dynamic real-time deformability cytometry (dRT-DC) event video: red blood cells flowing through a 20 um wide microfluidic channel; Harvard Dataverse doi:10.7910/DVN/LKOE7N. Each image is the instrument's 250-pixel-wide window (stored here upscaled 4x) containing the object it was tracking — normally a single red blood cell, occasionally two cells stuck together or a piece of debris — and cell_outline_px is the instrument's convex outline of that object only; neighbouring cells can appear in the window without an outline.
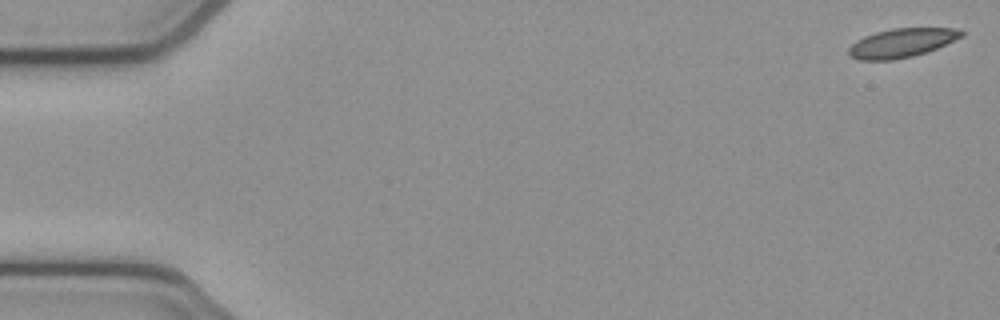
{"species": "common noctule bat (a hibernating species)", "species_latin": "Nyctalus noctula", "temperature_condition": "cold", "stored_images_in_passage": 53, "camera_frame_rate_fps": 3000, "um_per_image_px": 0.085, "animal": {"sex": "female", "body_mass_g": 21.9}, "frame": {"image": 1, "passage_image": 1, "time_ms": 0.0, "image_size_px": [1000, 320], "cell_outline_px": [[964, 36], [936, 48], [912, 56], [892, 60], [860, 60], [848, 56], [848, 48], [856, 40], [864, 36], [876, 32], [892, 28], [952, 28], [964, 32]], "centroid_in_image_um": [76.6, 3.65], "position_along_channel_um": 8.4, "area_um2": 18.9}}
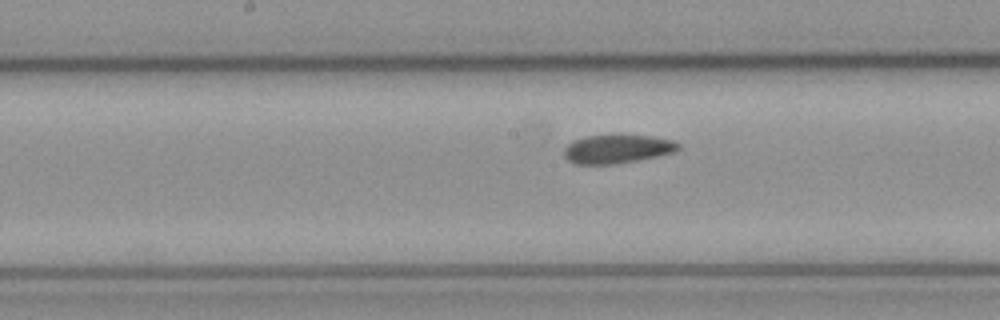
{"frame": {"image": 2, "passage_image": 27, "time_ms": 8.667, "image_size_px": [1000, 320], "cell_outline_px": [[680, 148], [676, 152], [616, 164], [576, 164], [568, 160], [564, 156], [564, 148], [568, 144], [584, 136], [652, 136], [672, 140], [680, 144]], "centroid_in_image_um": [52.47, 12.67], "position_along_channel_um": 195.7, "area_um2": 18.79}}
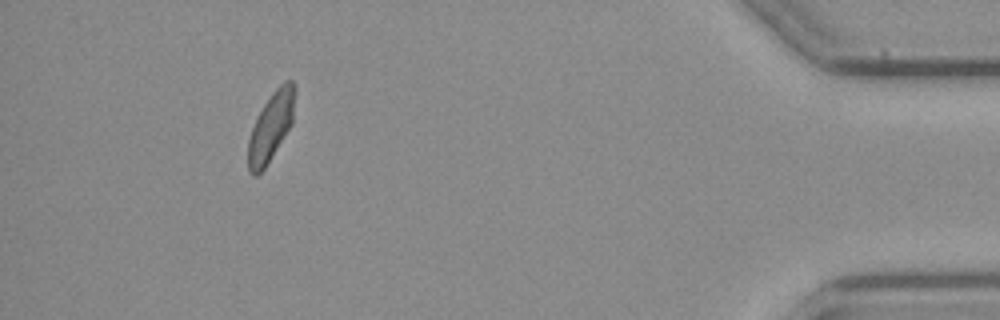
{"frame": {"image": 3, "passage_image": 49, "time_ms": 16.0, "image_size_px": [1000, 320], "cell_outline_px": [[296, 92], [292, 124], [264, 168], [256, 176], [252, 176], [248, 172], [248, 140], [252, 128], [264, 104], [272, 92], [284, 80], [292, 80], [296, 88]], "centroid_in_image_um": [23.04, 10.74], "position_along_channel_um": 412.2, "area_um2": 18.61}, "authors_computed_cell_mechanics": {"area_um2": 19.4786, "velocity_mm_per_s": 3.8347, "shape_relaxation_time_tau1_ms": null, "shape_relaxation_time_tau2_ms": 3.5112, "deformation_change_tau1": null, "deformation_change_tau2": 0.0604}}